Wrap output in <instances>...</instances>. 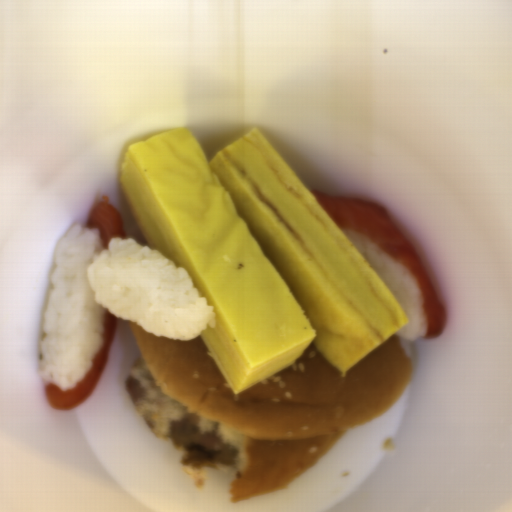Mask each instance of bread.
Masks as SVG:
<instances>
[{
    "mask_svg": "<svg viewBox=\"0 0 512 512\" xmlns=\"http://www.w3.org/2000/svg\"><path fill=\"white\" fill-rule=\"evenodd\" d=\"M141 358L159 391L198 415L206 434L234 445V465L184 471L202 488L208 472L228 476L232 503L276 491L309 470L352 427L386 414L406 390L412 359L402 338L385 342L343 371L315 342L286 368L235 394L200 333L172 340L128 320Z\"/></svg>",
    "mask_w": 512,
    "mask_h": 512,
    "instance_id": "obj_1",
    "label": "bread"
}]
</instances>
